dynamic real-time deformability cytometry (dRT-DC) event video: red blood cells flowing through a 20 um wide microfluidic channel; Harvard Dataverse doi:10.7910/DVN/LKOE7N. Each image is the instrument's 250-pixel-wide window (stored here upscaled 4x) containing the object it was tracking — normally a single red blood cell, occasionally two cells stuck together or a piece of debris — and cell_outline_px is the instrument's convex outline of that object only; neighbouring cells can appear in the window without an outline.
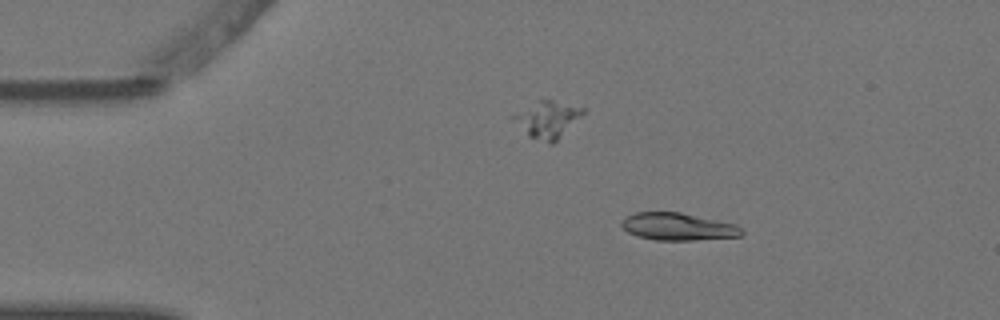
{"species": "Egyptian fruit bat (a non-hibernating species)", "species_latin": "Rousettus aegyptiacus", "temperature_condition": "warm", "stored_images_in_passage": 3, "camera_frame_rate_fps": 3000, "um_per_image_px": 0.085, "animal": {"sex": "female"}, "frame": {"image": 1, "passage_image": 2, "time_ms": 0.333, "image_size_px": [1000, 320], "cell_outline_px": [[744, 232], [740, 236], [692, 240], [656, 240], [636, 236], [628, 232], [620, 224], [628, 216], [636, 212], [680, 212], [736, 224]], "centroid_in_image_um": [57.63, 19.26], "position_along_channel_um": 27.4, "area_um2": 18.96}}